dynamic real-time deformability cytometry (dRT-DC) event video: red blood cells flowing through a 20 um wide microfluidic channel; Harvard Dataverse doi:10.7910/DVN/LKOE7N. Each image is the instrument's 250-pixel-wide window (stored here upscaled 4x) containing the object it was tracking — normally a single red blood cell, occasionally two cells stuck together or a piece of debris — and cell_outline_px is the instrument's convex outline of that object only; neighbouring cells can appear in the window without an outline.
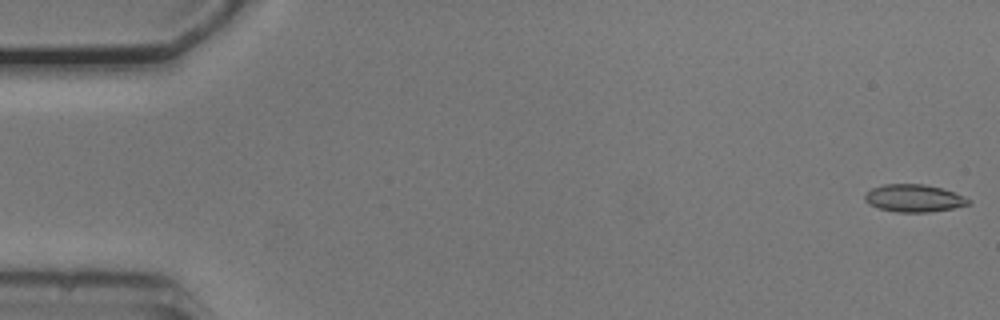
{"species": "common noctule bat (a hibernating species)", "species_latin": "Nyctalus noctula", "temperature_condition": "cold", "stored_images_in_passage": 8, "camera_frame_rate_fps": 3000, "um_per_image_px": 0.085, "animal": {"sex": "male", "body_mass_g": 20.5, "forearm_length_mm": 52.5}, "frame": {"image": 1, "passage_image": 1, "time_ms": 0.0, "image_size_px": [1000, 320], "cell_outline_px": [[972, 204], [952, 208], [928, 212], [896, 212], [880, 208], [868, 204], [864, 200], [864, 196], [872, 188], [884, 184], [924, 184], [940, 188], [952, 192], [972, 200]], "centroid_in_image_um": [77.68, 16.85], "position_along_channel_um": 7.3, "area_um2": 16.47}}